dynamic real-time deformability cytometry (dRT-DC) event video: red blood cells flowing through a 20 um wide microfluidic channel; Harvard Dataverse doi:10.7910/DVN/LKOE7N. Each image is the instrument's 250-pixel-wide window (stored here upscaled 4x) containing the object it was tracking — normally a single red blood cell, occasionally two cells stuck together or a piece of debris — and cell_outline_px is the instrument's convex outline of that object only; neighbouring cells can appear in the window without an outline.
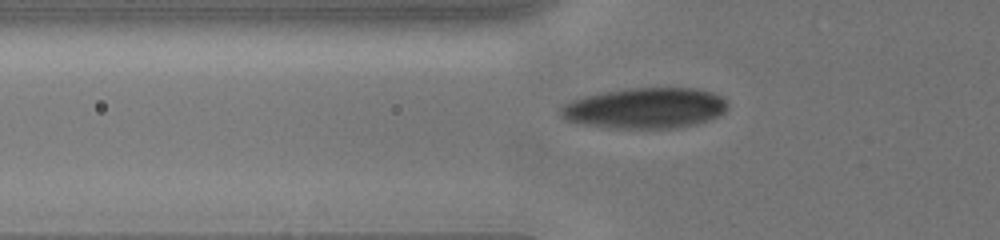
{"species": "human", "species_latin": "Homo sapiens", "temperature_condition": "cold", "stored_images_in_passage": 10, "camera_frame_rate_fps": 3000, "um_per_image_px": 0.085, "donor": {"sex": "male"}, "frame": {"image": 1, "passage_image": 5, "time_ms": 2.0, "image_size_px": [1000, 240], "cell_outline_px": [[728, 108], [720, 116], [696, 124], [676, 128], [608, 128], [568, 120], [560, 116], [560, 108], [564, 104], [572, 100], [584, 96], [600, 92], [628, 88], [700, 88], [712, 92], [720, 96], [728, 104]], "centroid_in_image_um": [54.87, 9.18], "position_along_channel_um": 70.9, "area_um2": 39.71}}
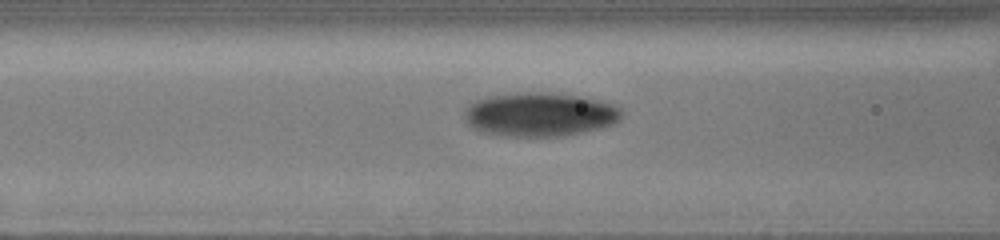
{"frame": {"image": 2, "passage_image": 9, "time_ms": 3.333, "image_size_px": [1000, 240], "cell_outline_px": [[624, 112], [620, 120], [616, 124], [600, 128], [564, 136], [500, 136], [480, 132], [472, 128], [468, 124], [464, 116], [464, 112], [468, 104], [476, 100], [488, 96], [524, 92], [552, 92], [580, 96], [600, 100], [612, 104], [620, 108]], "centroid_in_image_um": [45.89, 9.73], "position_along_channel_um": 120.7, "area_um2": 40.75}}